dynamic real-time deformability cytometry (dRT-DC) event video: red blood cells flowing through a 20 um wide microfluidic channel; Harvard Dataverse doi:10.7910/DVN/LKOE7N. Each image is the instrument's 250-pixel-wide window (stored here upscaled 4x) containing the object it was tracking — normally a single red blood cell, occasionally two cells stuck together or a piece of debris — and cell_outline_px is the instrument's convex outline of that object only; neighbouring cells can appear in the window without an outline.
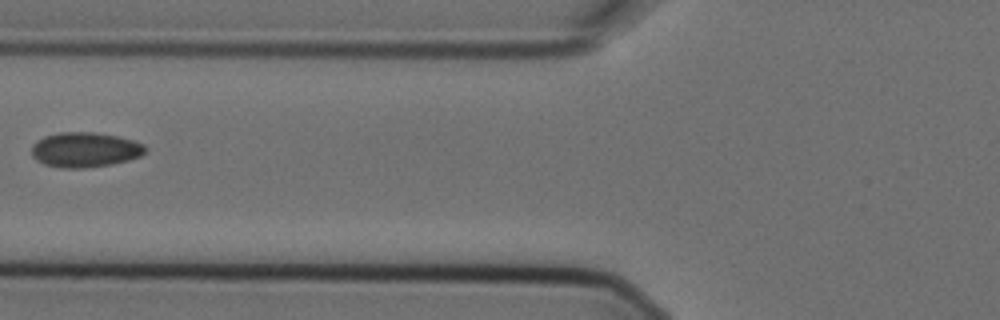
{"species": "Egyptian fruit bat (a non-hibernating species)", "species_latin": "Rousettus aegyptiacus", "temperature_condition": "cold", "stored_images_in_passage": 6, "camera_frame_rate_fps": 3000, "um_per_image_px": 0.085, "animal": {"sex": "female"}, "frame": {"image": 1, "passage_image": 5, "time_ms": 1.333, "image_size_px": [1000, 320], "cell_outline_px": [[144, 152], [140, 156], [128, 160], [112, 164], [84, 168], [60, 168], [44, 164], [36, 160], [32, 156], [32, 144], [36, 140], [44, 136], [60, 132], [96, 132], [116, 136], [132, 140], [144, 144]], "centroid_in_image_um": [7.17, 12.73], "position_along_channel_um": 118.6, "area_um2": 23.18}}
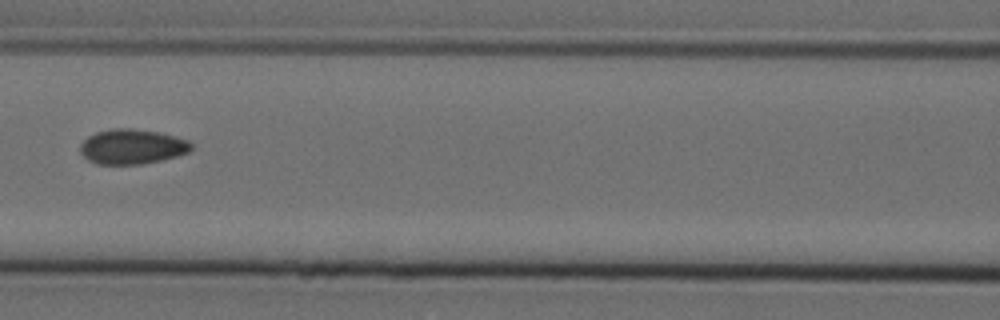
{"frame": {"image": 2, "passage_image": 6, "time_ms": 1.667, "image_size_px": [1000, 320], "cell_outline_px": [[192, 148], [188, 152], [176, 156], [160, 160], [140, 164], [96, 164], [88, 160], [80, 152], [80, 144], [88, 136], [96, 132], [112, 128], [128, 128], [160, 132], [188, 140], [192, 144]], "centroid_in_image_um": [11.21, 12.46], "position_along_channel_um": 155.4, "area_um2": 22.54}}